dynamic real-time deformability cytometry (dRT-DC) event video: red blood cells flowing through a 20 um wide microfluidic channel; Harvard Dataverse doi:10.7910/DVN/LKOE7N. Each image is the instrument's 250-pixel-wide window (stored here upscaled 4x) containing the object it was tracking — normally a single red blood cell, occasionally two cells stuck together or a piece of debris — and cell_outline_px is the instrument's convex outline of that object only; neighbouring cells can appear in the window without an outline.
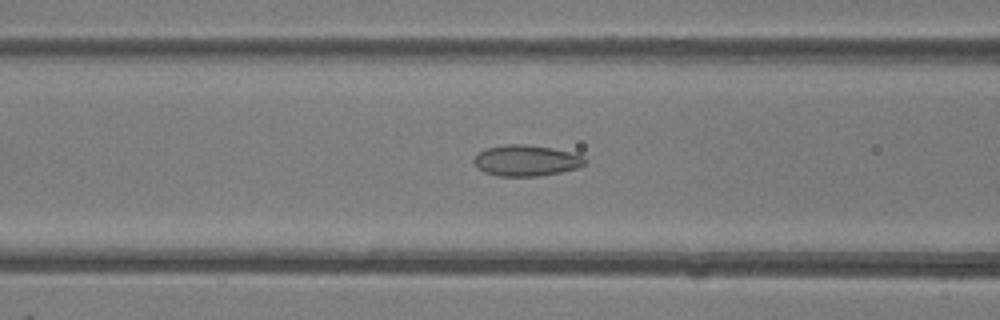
{"species": "common noctule bat (a hibernating species)", "species_latin": "Nyctalus noctula", "temperature_condition": "room temperature", "stored_images_in_passage": 34, "camera_frame_rate_fps": 3000, "um_per_image_px": 0.085, "animal": {"sex": "female"}, "frame": {"image": 1, "passage_image": 12, "time_ms": 3.667, "image_size_px": [1000, 320], "cell_outline_px": [[588, 160], [584, 164], [576, 168], [560, 172], [536, 176], [500, 176], [484, 172], [472, 160], [480, 152], [488, 148], [504, 144], [524, 144], [552, 148], [568, 152], [580, 156]], "centroid_in_image_um": [44.72, 13.64], "position_along_channel_um": 121.9, "area_um2": 19.65}}
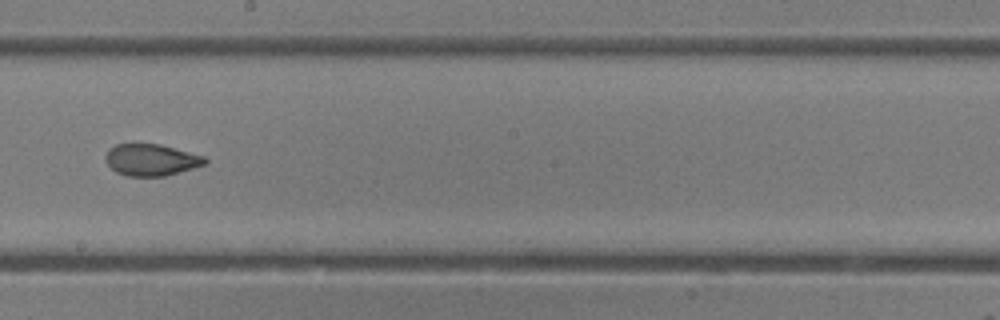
{"frame": {"image": 2, "passage_image": 20, "time_ms": 6.333, "image_size_px": [1000, 320], "cell_outline_px": [[208, 160], [204, 164], [192, 168], [164, 176], [128, 176], [116, 172], [108, 164], [104, 156], [108, 148], [116, 144], [160, 144], [204, 156]], "centroid_in_image_um": [12.81, 13.58], "position_along_channel_um": 235.4, "area_um2": 18.21}}
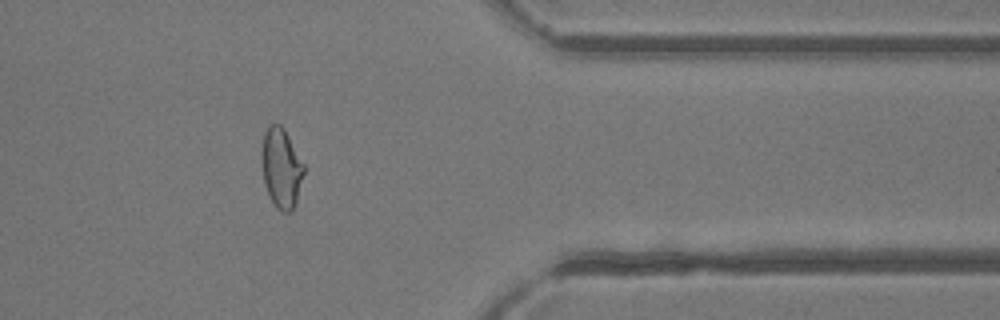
{"frame": {"image": 3, "passage_image": 32, "time_ms": 10.333, "image_size_px": [1000, 320], "cell_outline_px": [[304, 172], [296, 204], [292, 212], [284, 212], [276, 208], [268, 196], [264, 184], [260, 156], [260, 152], [264, 132], [268, 124], [280, 124], [284, 128], [304, 164]], "centroid_in_image_um": [23.88, 14.28], "position_along_channel_um": 387.5, "area_um2": 20.06}, "authors_computed_cell_mechanics": {"area_um2": 19.3919, "velocity_mm_per_s": 4.2539, "shape_relaxation_time_tau1_ms": 6.6054, "shape_relaxation_time_tau2_ms": 1.0699, "deformation_change_tau1": 0.1692, "deformation_change_tau2": 0.0648}}